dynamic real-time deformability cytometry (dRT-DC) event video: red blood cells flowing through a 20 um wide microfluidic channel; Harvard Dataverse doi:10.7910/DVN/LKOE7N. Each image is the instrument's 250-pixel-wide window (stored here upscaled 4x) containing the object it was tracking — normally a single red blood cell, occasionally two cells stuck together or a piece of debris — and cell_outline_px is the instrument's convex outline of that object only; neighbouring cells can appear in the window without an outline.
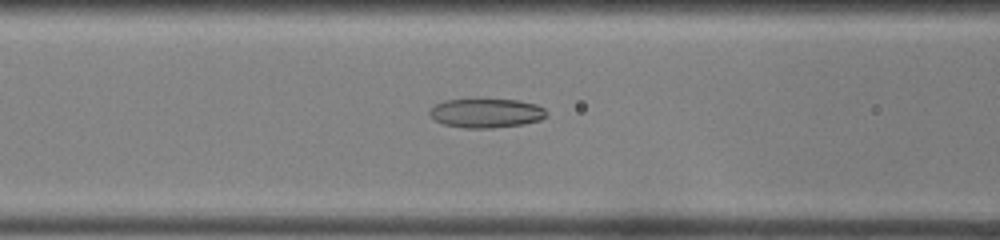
{"species": "common noctule bat (a hibernating species)", "species_latin": "Nyctalus noctula", "temperature_condition": "room temperature", "stored_images_in_passage": 50, "camera_frame_rate_fps": 3000, "um_per_image_px": 0.085, "animal": {"sex": "female", "body_mass_g": 22.0, "forearm_length_mm": 56.7}, "frame": {"image": 1, "passage_image": 22, "time_ms": 7.0, "image_size_px": [1000, 240], "cell_outline_px": [[548, 112], [540, 120], [524, 124], [492, 128], [464, 128], [444, 124], [436, 120], [428, 112], [436, 104], [444, 100], [516, 100], [536, 104], [544, 108]], "centroid_in_image_um": [41.35, 9.62], "position_along_channel_um": 125.3, "area_um2": 19.59}}
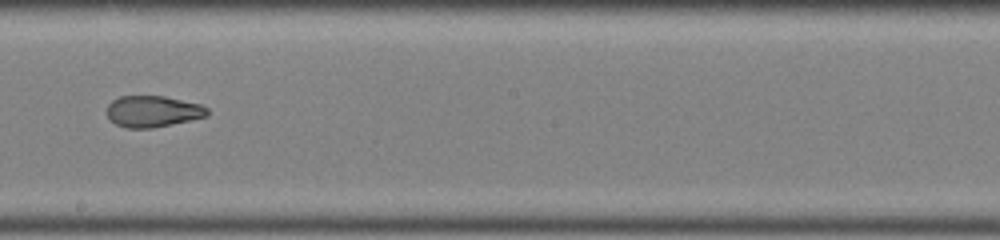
{"frame": {"image": 2, "passage_image": 30, "time_ms": 9.667, "image_size_px": [1000, 240], "cell_outline_px": [[208, 116], [152, 128], [124, 128], [116, 124], [108, 116], [108, 104], [112, 100], [120, 96], [164, 96], [200, 104], [208, 108]], "centroid_in_image_um": [12.99, 9.46], "position_along_channel_um": 235.2, "area_um2": 18.21}}
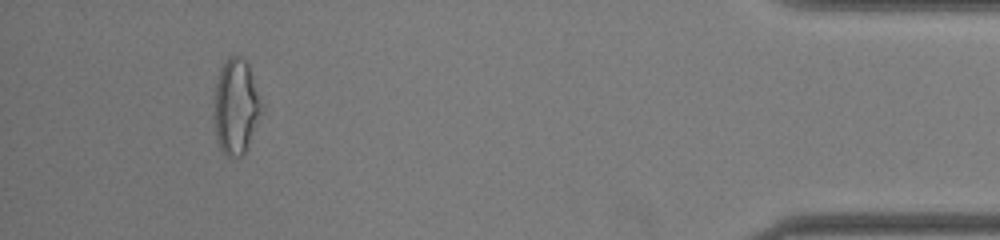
{"frame": {"image": 3, "passage_image": 47, "time_ms": 15.333, "image_size_px": [1000, 240], "cell_outline_px": [[260, 112], [244, 156], [228, 156], [220, 148], [216, 140], [216, 80], [220, 68], [228, 56], [236, 52], [248, 64], [260, 96]], "centroid_in_image_um": [20.05, 9.01], "position_along_channel_um": 415.1, "area_um2": 25.66}, "authors_computed_cell_mechanics": {"area_um2": 22.1374, "velocity_mm_per_s": 4.1319, "shape_relaxation_time_tau1_ms": null, "shape_relaxation_time_tau2_ms": 1.5236, "deformation_change_tau1": null, "deformation_change_tau2": 0.0652}}